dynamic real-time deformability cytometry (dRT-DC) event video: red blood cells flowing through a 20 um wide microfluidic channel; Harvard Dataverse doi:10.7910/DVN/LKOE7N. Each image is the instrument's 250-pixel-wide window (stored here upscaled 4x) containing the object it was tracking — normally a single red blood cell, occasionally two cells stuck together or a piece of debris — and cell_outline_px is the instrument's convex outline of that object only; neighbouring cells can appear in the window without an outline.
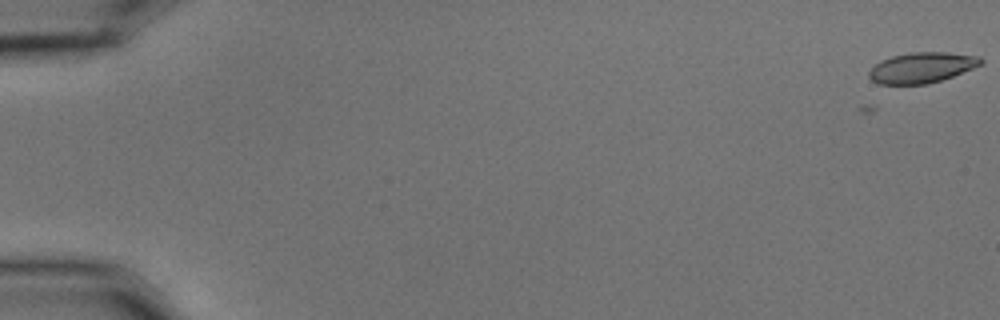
{"species": "common noctule bat (a hibernating species)", "species_latin": "Nyctalus noctula", "temperature_condition": "cold", "stored_images_in_passage": 2, "camera_frame_rate_fps": 3000, "um_per_image_px": 0.085, "animal": {"sex": "male", "body_mass_g": 15.6}, "frame": {"image": 1, "passage_image": 2, "time_ms": 0.333, "image_size_px": [1000, 320], "cell_outline_px": [[984, 60], [980, 64], [972, 68], [952, 76], [928, 84], [880, 84], [872, 80], [868, 76], [868, 72], [880, 60], [892, 56], [908, 52], [948, 52], [980, 56]], "centroid_in_image_um": [78.34, 5.73], "position_along_channel_um": 6.7, "area_um2": 19.83}}